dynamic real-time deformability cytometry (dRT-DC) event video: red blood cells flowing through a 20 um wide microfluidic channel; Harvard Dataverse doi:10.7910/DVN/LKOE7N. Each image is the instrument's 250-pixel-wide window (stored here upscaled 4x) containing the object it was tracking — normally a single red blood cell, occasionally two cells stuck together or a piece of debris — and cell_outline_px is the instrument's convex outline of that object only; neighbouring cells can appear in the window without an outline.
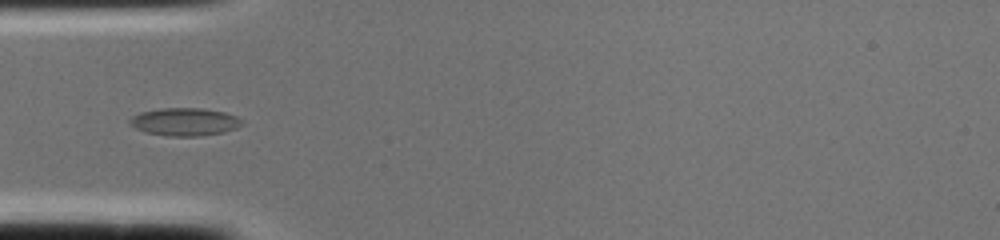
{"species": "common noctule bat (a hibernating species)", "species_latin": "Nyctalus noctula", "temperature_condition": "cold", "stored_images_in_passage": 2, "camera_frame_rate_fps": 3000, "um_per_image_px": 0.085, "animal": {"sex": "female", "body_mass_g": 22.0, "forearm_length_mm": 56.7}, "frame": {"image": 1, "passage_image": 2, "time_ms": 0.333, "image_size_px": [1000, 240], "cell_outline_px": [[244, 120], [236, 128], [224, 132], [200, 136], [168, 136], [144, 132], [128, 124], [128, 120], [132, 116], [140, 112], [160, 108], [204, 108], [224, 112], [236, 116]], "centroid_in_image_um": [15.67, 10.35], "position_along_channel_um": 69.3, "area_um2": 18.32}}